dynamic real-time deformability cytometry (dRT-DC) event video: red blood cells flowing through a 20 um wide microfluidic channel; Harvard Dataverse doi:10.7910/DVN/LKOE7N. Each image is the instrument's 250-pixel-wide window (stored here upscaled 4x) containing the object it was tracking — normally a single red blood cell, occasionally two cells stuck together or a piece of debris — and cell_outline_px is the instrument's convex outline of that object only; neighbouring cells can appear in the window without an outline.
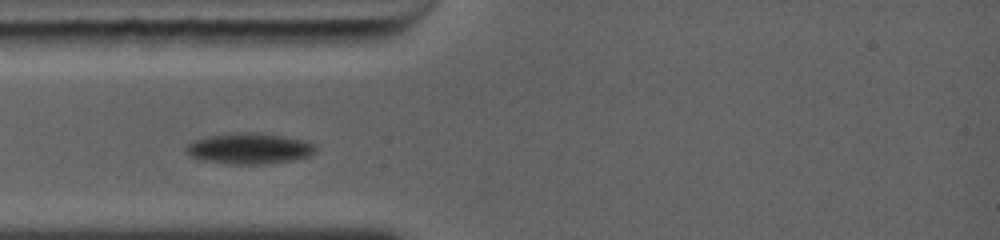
{"species": "common noctule bat (a hibernating species)", "species_latin": "Nyctalus noctula", "temperature_condition": "warm", "stored_images_in_passage": 3, "camera_frame_rate_fps": 5000, "um_per_image_px": 0.085, "animal": {"sex": "female", "body_mass_g": 19.0, "forearm_length_mm": 56.7}, "frame": {"image": 1, "passage_image": 2, "time_ms": 0.8, "image_size_px": [1000, 240], "cell_outline_px": [[316, 152], [308, 156], [292, 160], [260, 164], [228, 164], [204, 160], [188, 156], [188, 144], [196, 140], [208, 136], [232, 132], [252, 132], [284, 136], [304, 140], [316, 144]], "centroid_in_image_um": [21.22, 12.61], "position_along_channel_um": 63.8, "area_um2": 23.18}}